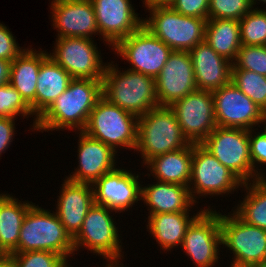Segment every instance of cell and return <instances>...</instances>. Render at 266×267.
I'll list each match as a JSON object with an SVG mask.
<instances>
[{
	"instance_id": "1",
	"label": "cell",
	"mask_w": 266,
	"mask_h": 267,
	"mask_svg": "<svg viewBox=\"0 0 266 267\" xmlns=\"http://www.w3.org/2000/svg\"><path fill=\"white\" fill-rule=\"evenodd\" d=\"M102 97V80L73 78L67 89L35 120L34 129L77 128L83 131Z\"/></svg>"
},
{
	"instance_id": "2",
	"label": "cell",
	"mask_w": 266,
	"mask_h": 267,
	"mask_svg": "<svg viewBox=\"0 0 266 267\" xmlns=\"http://www.w3.org/2000/svg\"><path fill=\"white\" fill-rule=\"evenodd\" d=\"M119 73L115 67L105 66L102 78L104 98L138 118L159 107L155 78L132 70Z\"/></svg>"
},
{
	"instance_id": "3",
	"label": "cell",
	"mask_w": 266,
	"mask_h": 267,
	"mask_svg": "<svg viewBox=\"0 0 266 267\" xmlns=\"http://www.w3.org/2000/svg\"><path fill=\"white\" fill-rule=\"evenodd\" d=\"M190 144L169 106L156 107L138 118L135 149H140L145 164L159 155L182 149Z\"/></svg>"
},
{
	"instance_id": "4",
	"label": "cell",
	"mask_w": 266,
	"mask_h": 267,
	"mask_svg": "<svg viewBox=\"0 0 266 267\" xmlns=\"http://www.w3.org/2000/svg\"><path fill=\"white\" fill-rule=\"evenodd\" d=\"M51 251L63 256L72 254L73 238L56 214L32 205L22 222L18 248L14 253Z\"/></svg>"
},
{
	"instance_id": "5",
	"label": "cell",
	"mask_w": 266,
	"mask_h": 267,
	"mask_svg": "<svg viewBox=\"0 0 266 267\" xmlns=\"http://www.w3.org/2000/svg\"><path fill=\"white\" fill-rule=\"evenodd\" d=\"M135 119V120H134ZM83 132L115 151V146L137 145L138 117L112 104L103 96L89 114Z\"/></svg>"
},
{
	"instance_id": "6",
	"label": "cell",
	"mask_w": 266,
	"mask_h": 267,
	"mask_svg": "<svg viewBox=\"0 0 266 267\" xmlns=\"http://www.w3.org/2000/svg\"><path fill=\"white\" fill-rule=\"evenodd\" d=\"M143 26L173 51H189L205 41L206 19L189 17L171 7L151 9Z\"/></svg>"
},
{
	"instance_id": "7",
	"label": "cell",
	"mask_w": 266,
	"mask_h": 267,
	"mask_svg": "<svg viewBox=\"0 0 266 267\" xmlns=\"http://www.w3.org/2000/svg\"><path fill=\"white\" fill-rule=\"evenodd\" d=\"M220 228L221 243L236 256L231 267H266L265 229L246 223L236 213L220 214Z\"/></svg>"
},
{
	"instance_id": "8",
	"label": "cell",
	"mask_w": 266,
	"mask_h": 267,
	"mask_svg": "<svg viewBox=\"0 0 266 267\" xmlns=\"http://www.w3.org/2000/svg\"><path fill=\"white\" fill-rule=\"evenodd\" d=\"M201 144L243 183L262 178L252 168L249 130L217 126Z\"/></svg>"
},
{
	"instance_id": "9",
	"label": "cell",
	"mask_w": 266,
	"mask_h": 267,
	"mask_svg": "<svg viewBox=\"0 0 266 267\" xmlns=\"http://www.w3.org/2000/svg\"><path fill=\"white\" fill-rule=\"evenodd\" d=\"M114 49L126 58L129 69L156 78L173 51L143 25L128 37L121 39Z\"/></svg>"
},
{
	"instance_id": "10",
	"label": "cell",
	"mask_w": 266,
	"mask_h": 267,
	"mask_svg": "<svg viewBox=\"0 0 266 267\" xmlns=\"http://www.w3.org/2000/svg\"><path fill=\"white\" fill-rule=\"evenodd\" d=\"M169 108L190 143L201 144L217 127L211 91L196 90L174 101Z\"/></svg>"
},
{
	"instance_id": "11",
	"label": "cell",
	"mask_w": 266,
	"mask_h": 267,
	"mask_svg": "<svg viewBox=\"0 0 266 267\" xmlns=\"http://www.w3.org/2000/svg\"><path fill=\"white\" fill-rule=\"evenodd\" d=\"M107 209L109 208L97 204L89 209L80 231L73 238L74 250L81 244L116 264L121 256V245L119 246L118 231Z\"/></svg>"
},
{
	"instance_id": "12",
	"label": "cell",
	"mask_w": 266,
	"mask_h": 267,
	"mask_svg": "<svg viewBox=\"0 0 266 267\" xmlns=\"http://www.w3.org/2000/svg\"><path fill=\"white\" fill-rule=\"evenodd\" d=\"M91 38H58L54 55L49 54L72 78L102 80L105 67Z\"/></svg>"
},
{
	"instance_id": "13",
	"label": "cell",
	"mask_w": 266,
	"mask_h": 267,
	"mask_svg": "<svg viewBox=\"0 0 266 267\" xmlns=\"http://www.w3.org/2000/svg\"><path fill=\"white\" fill-rule=\"evenodd\" d=\"M221 243L220 214L204 210L187 228L182 247L197 267H211L218 260Z\"/></svg>"
},
{
	"instance_id": "14",
	"label": "cell",
	"mask_w": 266,
	"mask_h": 267,
	"mask_svg": "<svg viewBox=\"0 0 266 267\" xmlns=\"http://www.w3.org/2000/svg\"><path fill=\"white\" fill-rule=\"evenodd\" d=\"M159 106H170L189 93L198 90L192 60L188 51H172L155 78Z\"/></svg>"
},
{
	"instance_id": "15",
	"label": "cell",
	"mask_w": 266,
	"mask_h": 267,
	"mask_svg": "<svg viewBox=\"0 0 266 267\" xmlns=\"http://www.w3.org/2000/svg\"><path fill=\"white\" fill-rule=\"evenodd\" d=\"M212 95L217 126L250 130L259 123L263 110L232 82Z\"/></svg>"
},
{
	"instance_id": "16",
	"label": "cell",
	"mask_w": 266,
	"mask_h": 267,
	"mask_svg": "<svg viewBox=\"0 0 266 267\" xmlns=\"http://www.w3.org/2000/svg\"><path fill=\"white\" fill-rule=\"evenodd\" d=\"M194 193L221 194L238 187L243 182L221 164L202 144H193L191 179Z\"/></svg>"
},
{
	"instance_id": "17",
	"label": "cell",
	"mask_w": 266,
	"mask_h": 267,
	"mask_svg": "<svg viewBox=\"0 0 266 267\" xmlns=\"http://www.w3.org/2000/svg\"><path fill=\"white\" fill-rule=\"evenodd\" d=\"M129 1L91 0L99 33L112 46L143 25V20L137 17Z\"/></svg>"
},
{
	"instance_id": "18",
	"label": "cell",
	"mask_w": 266,
	"mask_h": 267,
	"mask_svg": "<svg viewBox=\"0 0 266 267\" xmlns=\"http://www.w3.org/2000/svg\"><path fill=\"white\" fill-rule=\"evenodd\" d=\"M137 179L138 175L135 177L121 169L104 174L92 184L94 204L120 212L129 208L142 194Z\"/></svg>"
},
{
	"instance_id": "19",
	"label": "cell",
	"mask_w": 266,
	"mask_h": 267,
	"mask_svg": "<svg viewBox=\"0 0 266 267\" xmlns=\"http://www.w3.org/2000/svg\"><path fill=\"white\" fill-rule=\"evenodd\" d=\"M52 10L58 38H89L99 32L91 0H54Z\"/></svg>"
},
{
	"instance_id": "20",
	"label": "cell",
	"mask_w": 266,
	"mask_h": 267,
	"mask_svg": "<svg viewBox=\"0 0 266 267\" xmlns=\"http://www.w3.org/2000/svg\"><path fill=\"white\" fill-rule=\"evenodd\" d=\"M79 168L68 180L76 183L93 184L104 174L113 171L115 152L105 143L91 138L83 131L79 141Z\"/></svg>"
},
{
	"instance_id": "21",
	"label": "cell",
	"mask_w": 266,
	"mask_h": 267,
	"mask_svg": "<svg viewBox=\"0 0 266 267\" xmlns=\"http://www.w3.org/2000/svg\"><path fill=\"white\" fill-rule=\"evenodd\" d=\"M188 52L198 90L213 92L231 82L232 63L217 54L205 41Z\"/></svg>"
},
{
	"instance_id": "22",
	"label": "cell",
	"mask_w": 266,
	"mask_h": 267,
	"mask_svg": "<svg viewBox=\"0 0 266 267\" xmlns=\"http://www.w3.org/2000/svg\"><path fill=\"white\" fill-rule=\"evenodd\" d=\"M90 187L89 183H76L67 179L59 196L56 215L72 238L78 234L86 214L94 205L93 188Z\"/></svg>"
},
{
	"instance_id": "23",
	"label": "cell",
	"mask_w": 266,
	"mask_h": 267,
	"mask_svg": "<svg viewBox=\"0 0 266 267\" xmlns=\"http://www.w3.org/2000/svg\"><path fill=\"white\" fill-rule=\"evenodd\" d=\"M192 193L190 186L159 181L155 185L142 187L141 199L151 207L150 215L187 212L195 202Z\"/></svg>"
},
{
	"instance_id": "24",
	"label": "cell",
	"mask_w": 266,
	"mask_h": 267,
	"mask_svg": "<svg viewBox=\"0 0 266 267\" xmlns=\"http://www.w3.org/2000/svg\"><path fill=\"white\" fill-rule=\"evenodd\" d=\"M47 53L33 50L22 52L11 62L9 83L20 93L35 114L36 84L41 63L48 57Z\"/></svg>"
},
{
	"instance_id": "25",
	"label": "cell",
	"mask_w": 266,
	"mask_h": 267,
	"mask_svg": "<svg viewBox=\"0 0 266 267\" xmlns=\"http://www.w3.org/2000/svg\"><path fill=\"white\" fill-rule=\"evenodd\" d=\"M73 78L51 57L40 65L35 93V116L37 118L61 95Z\"/></svg>"
},
{
	"instance_id": "26",
	"label": "cell",
	"mask_w": 266,
	"mask_h": 267,
	"mask_svg": "<svg viewBox=\"0 0 266 267\" xmlns=\"http://www.w3.org/2000/svg\"><path fill=\"white\" fill-rule=\"evenodd\" d=\"M193 157V143L182 149L159 155L146 164L160 182L189 186Z\"/></svg>"
},
{
	"instance_id": "27",
	"label": "cell",
	"mask_w": 266,
	"mask_h": 267,
	"mask_svg": "<svg viewBox=\"0 0 266 267\" xmlns=\"http://www.w3.org/2000/svg\"><path fill=\"white\" fill-rule=\"evenodd\" d=\"M31 206L10 195H0V254L11 255L18 248L22 222Z\"/></svg>"
},
{
	"instance_id": "28",
	"label": "cell",
	"mask_w": 266,
	"mask_h": 267,
	"mask_svg": "<svg viewBox=\"0 0 266 267\" xmlns=\"http://www.w3.org/2000/svg\"><path fill=\"white\" fill-rule=\"evenodd\" d=\"M205 42L228 61L236 59L241 47L239 21L209 19L206 23ZM233 59V60H232Z\"/></svg>"
},
{
	"instance_id": "29",
	"label": "cell",
	"mask_w": 266,
	"mask_h": 267,
	"mask_svg": "<svg viewBox=\"0 0 266 267\" xmlns=\"http://www.w3.org/2000/svg\"><path fill=\"white\" fill-rule=\"evenodd\" d=\"M198 215L189 219L187 212L153 214L148 217V228L161 247L167 250L182 244L187 228Z\"/></svg>"
},
{
	"instance_id": "30",
	"label": "cell",
	"mask_w": 266,
	"mask_h": 267,
	"mask_svg": "<svg viewBox=\"0 0 266 267\" xmlns=\"http://www.w3.org/2000/svg\"><path fill=\"white\" fill-rule=\"evenodd\" d=\"M252 184L247 187L243 183L250 189L235 213L246 223L266 230V180L261 178Z\"/></svg>"
},
{
	"instance_id": "31",
	"label": "cell",
	"mask_w": 266,
	"mask_h": 267,
	"mask_svg": "<svg viewBox=\"0 0 266 267\" xmlns=\"http://www.w3.org/2000/svg\"><path fill=\"white\" fill-rule=\"evenodd\" d=\"M231 82L266 111V76L250 70L232 69Z\"/></svg>"
},
{
	"instance_id": "32",
	"label": "cell",
	"mask_w": 266,
	"mask_h": 267,
	"mask_svg": "<svg viewBox=\"0 0 266 267\" xmlns=\"http://www.w3.org/2000/svg\"><path fill=\"white\" fill-rule=\"evenodd\" d=\"M241 44L266 45V11L251 10L239 20Z\"/></svg>"
},
{
	"instance_id": "33",
	"label": "cell",
	"mask_w": 266,
	"mask_h": 267,
	"mask_svg": "<svg viewBox=\"0 0 266 267\" xmlns=\"http://www.w3.org/2000/svg\"><path fill=\"white\" fill-rule=\"evenodd\" d=\"M235 61L237 62H232V69L250 70L266 76V45H241Z\"/></svg>"
},
{
	"instance_id": "34",
	"label": "cell",
	"mask_w": 266,
	"mask_h": 267,
	"mask_svg": "<svg viewBox=\"0 0 266 267\" xmlns=\"http://www.w3.org/2000/svg\"><path fill=\"white\" fill-rule=\"evenodd\" d=\"M11 256L15 267H68L63 256L51 251H27Z\"/></svg>"
},
{
	"instance_id": "35",
	"label": "cell",
	"mask_w": 266,
	"mask_h": 267,
	"mask_svg": "<svg viewBox=\"0 0 266 267\" xmlns=\"http://www.w3.org/2000/svg\"><path fill=\"white\" fill-rule=\"evenodd\" d=\"M17 114L33 115L30 106L8 82L0 86V117L14 118Z\"/></svg>"
},
{
	"instance_id": "36",
	"label": "cell",
	"mask_w": 266,
	"mask_h": 267,
	"mask_svg": "<svg viewBox=\"0 0 266 267\" xmlns=\"http://www.w3.org/2000/svg\"><path fill=\"white\" fill-rule=\"evenodd\" d=\"M250 0H209V19H242L251 11Z\"/></svg>"
},
{
	"instance_id": "37",
	"label": "cell",
	"mask_w": 266,
	"mask_h": 267,
	"mask_svg": "<svg viewBox=\"0 0 266 267\" xmlns=\"http://www.w3.org/2000/svg\"><path fill=\"white\" fill-rule=\"evenodd\" d=\"M171 8L185 16L208 20L209 0H175Z\"/></svg>"
},
{
	"instance_id": "38",
	"label": "cell",
	"mask_w": 266,
	"mask_h": 267,
	"mask_svg": "<svg viewBox=\"0 0 266 267\" xmlns=\"http://www.w3.org/2000/svg\"><path fill=\"white\" fill-rule=\"evenodd\" d=\"M6 26L0 24V59L12 62L22 51Z\"/></svg>"
},
{
	"instance_id": "39",
	"label": "cell",
	"mask_w": 266,
	"mask_h": 267,
	"mask_svg": "<svg viewBox=\"0 0 266 267\" xmlns=\"http://www.w3.org/2000/svg\"><path fill=\"white\" fill-rule=\"evenodd\" d=\"M251 129L249 130V143H250V156L252 162V168L255 172V162L266 164V135L259 133L256 136L251 135Z\"/></svg>"
},
{
	"instance_id": "40",
	"label": "cell",
	"mask_w": 266,
	"mask_h": 267,
	"mask_svg": "<svg viewBox=\"0 0 266 267\" xmlns=\"http://www.w3.org/2000/svg\"><path fill=\"white\" fill-rule=\"evenodd\" d=\"M14 118L0 117V154L11 142L14 133Z\"/></svg>"
},
{
	"instance_id": "41",
	"label": "cell",
	"mask_w": 266,
	"mask_h": 267,
	"mask_svg": "<svg viewBox=\"0 0 266 267\" xmlns=\"http://www.w3.org/2000/svg\"><path fill=\"white\" fill-rule=\"evenodd\" d=\"M11 62L0 59V86L9 82Z\"/></svg>"
},
{
	"instance_id": "42",
	"label": "cell",
	"mask_w": 266,
	"mask_h": 267,
	"mask_svg": "<svg viewBox=\"0 0 266 267\" xmlns=\"http://www.w3.org/2000/svg\"><path fill=\"white\" fill-rule=\"evenodd\" d=\"M147 9L151 10L154 8H168L171 7L175 0H145L144 1Z\"/></svg>"
},
{
	"instance_id": "43",
	"label": "cell",
	"mask_w": 266,
	"mask_h": 267,
	"mask_svg": "<svg viewBox=\"0 0 266 267\" xmlns=\"http://www.w3.org/2000/svg\"><path fill=\"white\" fill-rule=\"evenodd\" d=\"M0 267H15L12 256L0 254Z\"/></svg>"
},
{
	"instance_id": "44",
	"label": "cell",
	"mask_w": 266,
	"mask_h": 267,
	"mask_svg": "<svg viewBox=\"0 0 266 267\" xmlns=\"http://www.w3.org/2000/svg\"><path fill=\"white\" fill-rule=\"evenodd\" d=\"M266 121V111H263L262 114H261V118L259 120L260 123L262 122H265ZM264 135H266V126H265V129H264V132H262Z\"/></svg>"
},
{
	"instance_id": "45",
	"label": "cell",
	"mask_w": 266,
	"mask_h": 267,
	"mask_svg": "<svg viewBox=\"0 0 266 267\" xmlns=\"http://www.w3.org/2000/svg\"><path fill=\"white\" fill-rule=\"evenodd\" d=\"M116 265V267H117V265H119L118 263H116L115 264ZM115 265L112 263V264H109V265H107L108 267H115ZM119 267V266H118Z\"/></svg>"
},
{
	"instance_id": "46",
	"label": "cell",
	"mask_w": 266,
	"mask_h": 267,
	"mask_svg": "<svg viewBox=\"0 0 266 267\" xmlns=\"http://www.w3.org/2000/svg\"><path fill=\"white\" fill-rule=\"evenodd\" d=\"M261 1L266 3V0H261ZM250 2H251L252 5L254 4V0H250Z\"/></svg>"
}]
</instances>
